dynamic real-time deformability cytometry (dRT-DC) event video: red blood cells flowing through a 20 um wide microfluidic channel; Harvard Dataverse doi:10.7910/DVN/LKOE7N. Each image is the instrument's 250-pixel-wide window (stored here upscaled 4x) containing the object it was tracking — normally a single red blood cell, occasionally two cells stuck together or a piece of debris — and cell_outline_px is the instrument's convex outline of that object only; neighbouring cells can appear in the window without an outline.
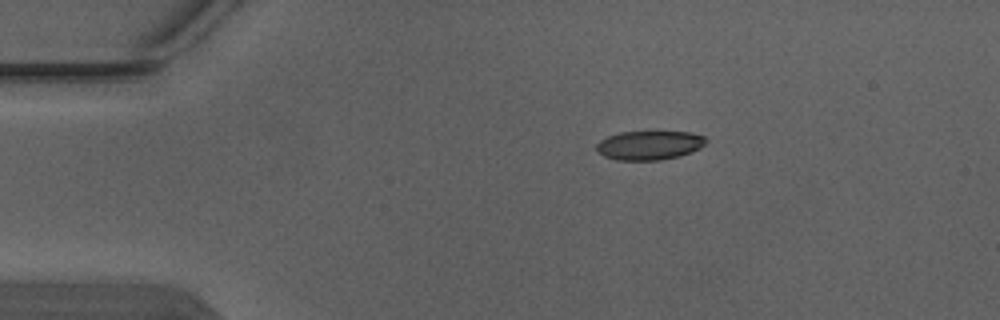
{"species": "Egyptian fruit bat (a non-hibernating species)", "species_latin": "Rousettus aegyptiacus", "temperature_condition": "warm", "stored_images_in_passage": 2, "camera_frame_rate_fps": 3000, "um_per_image_px": 0.085, "animal": {"sex": "male"}, "frame": {"image": 1, "passage_image": 1, "time_ms": 0.0, "image_size_px": [1000, 320], "cell_outline_px": [[708, 140], [700, 148], [680, 156], [660, 160], [616, 160], [604, 156], [596, 152], [596, 144], [600, 140], [608, 136], [620, 132], [692, 132], [704, 136]], "centroid_in_image_um": [55.18, 12.35], "position_along_channel_um": 29.8, "area_um2": 18.61}}